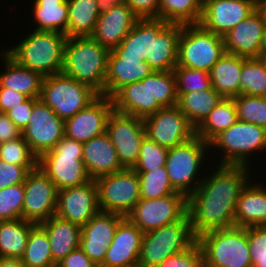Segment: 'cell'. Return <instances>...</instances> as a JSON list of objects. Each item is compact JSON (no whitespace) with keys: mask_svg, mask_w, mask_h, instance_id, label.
<instances>
[{"mask_svg":"<svg viewBox=\"0 0 266 267\" xmlns=\"http://www.w3.org/2000/svg\"><path fill=\"white\" fill-rule=\"evenodd\" d=\"M208 166L214 171H206L197 190L187 197V214L196 238L208 231L235 226L240 192L257 172L243 165Z\"/></svg>","mask_w":266,"mask_h":267,"instance_id":"1","label":"cell"},{"mask_svg":"<svg viewBox=\"0 0 266 267\" xmlns=\"http://www.w3.org/2000/svg\"><path fill=\"white\" fill-rule=\"evenodd\" d=\"M65 136V121L41 99L33 98V111L28 125L22 131L23 139L39 158L52 150Z\"/></svg>","mask_w":266,"mask_h":267,"instance_id":"14","label":"cell"},{"mask_svg":"<svg viewBox=\"0 0 266 267\" xmlns=\"http://www.w3.org/2000/svg\"><path fill=\"white\" fill-rule=\"evenodd\" d=\"M203 252V267H252L247 228L208 231L197 237Z\"/></svg>","mask_w":266,"mask_h":267,"instance_id":"7","label":"cell"},{"mask_svg":"<svg viewBox=\"0 0 266 267\" xmlns=\"http://www.w3.org/2000/svg\"><path fill=\"white\" fill-rule=\"evenodd\" d=\"M156 267H203V252L196 241L191 247L171 255Z\"/></svg>","mask_w":266,"mask_h":267,"instance_id":"48","label":"cell"},{"mask_svg":"<svg viewBox=\"0 0 266 267\" xmlns=\"http://www.w3.org/2000/svg\"><path fill=\"white\" fill-rule=\"evenodd\" d=\"M265 19L255 10L238 23L224 38L225 52L243 58H260Z\"/></svg>","mask_w":266,"mask_h":267,"instance_id":"22","label":"cell"},{"mask_svg":"<svg viewBox=\"0 0 266 267\" xmlns=\"http://www.w3.org/2000/svg\"><path fill=\"white\" fill-rule=\"evenodd\" d=\"M136 173L140 181L141 199L161 198L177 192L170 183L165 166Z\"/></svg>","mask_w":266,"mask_h":267,"instance_id":"41","label":"cell"},{"mask_svg":"<svg viewBox=\"0 0 266 267\" xmlns=\"http://www.w3.org/2000/svg\"><path fill=\"white\" fill-rule=\"evenodd\" d=\"M139 18L124 3L99 15L90 37L109 50L119 46Z\"/></svg>","mask_w":266,"mask_h":267,"instance_id":"24","label":"cell"},{"mask_svg":"<svg viewBox=\"0 0 266 267\" xmlns=\"http://www.w3.org/2000/svg\"><path fill=\"white\" fill-rule=\"evenodd\" d=\"M255 10L256 0H209L203 3L199 24L223 37Z\"/></svg>","mask_w":266,"mask_h":267,"instance_id":"20","label":"cell"},{"mask_svg":"<svg viewBox=\"0 0 266 267\" xmlns=\"http://www.w3.org/2000/svg\"><path fill=\"white\" fill-rule=\"evenodd\" d=\"M146 136L165 148H173L195 136V128L177 105L164 107L143 119Z\"/></svg>","mask_w":266,"mask_h":267,"instance_id":"17","label":"cell"},{"mask_svg":"<svg viewBox=\"0 0 266 267\" xmlns=\"http://www.w3.org/2000/svg\"><path fill=\"white\" fill-rule=\"evenodd\" d=\"M99 211L98 188L95 180L57 192L55 215L59 218L82 227Z\"/></svg>","mask_w":266,"mask_h":267,"instance_id":"18","label":"cell"},{"mask_svg":"<svg viewBox=\"0 0 266 267\" xmlns=\"http://www.w3.org/2000/svg\"><path fill=\"white\" fill-rule=\"evenodd\" d=\"M23 183L0 189V221L22 219Z\"/></svg>","mask_w":266,"mask_h":267,"instance_id":"45","label":"cell"},{"mask_svg":"<svg viewBox=\"0 0 266 267\" xmlns=\"http://www.w3.org/2000/svg\"><path fill=\"white\" fill-rule=\"evenodd\" d=\"M109 52L108 48L90 36L69 37L65 45L62 73L105 96Z\"/></svg>","mask_w":266,"mask_h":267,"instance_id":"4","label":"cell"},{"mask_svg":"<svg viewBox=\"0 0 266 267\" xmlns=\"http://www.w3.org/2000/svg\"><path fill=\"white\" fill-rule=\"evenodd\" d=\"M83 143L64 136L50 151L38 158V167L57 190L81 186L91 179L83 163Z\"/></svg>","mask_w":266,"mask_h":267,"instance_id":"8","label":"cell"},{"mask_svg":"<svg viewBox=\"0 0 266 267\" xmlns=\"http://www.w3.org/2000/svg\"><path fill=\"white\" fill-rule=\"evenodd\" d=\"M252 267H266V226L247 227Z\"/></svg>","mask_w":266,"mask_h":267,"instance_id":"47","label":"cell"},{"mask_svg":"<svg viewBox=\"0 0 266 267\" xmlns=\"http://www.w3.org/2000/svg\"><path fill=\"white\" fill-rule=\"evenodd\" d=\"M187 214V197L176 192L161 198L140 199L126 216L143 233L181 220Z\"/></svg>","mask_w":266,"mask_h":267,"instance_id":"13","label":"cell"},{"mask_svg":"<svg viewBox=\"0 0 266 267\" xmlns=\"http://www.w3.org/2000/svg\"><path fill=\"white\" fill-rule=\"evenodd\" d=\"M124 3L125 0H96L97 9L100 14L109 11L115 6L123 5Z\"/></svg>","mask_w":266,"mask_h":267,"instance_id":"55","label":"cell"},{"mask_svg":"<svg viewBox=\"0 0 266 267\" xmlns=\"http://www.w3.org/2000/svg\"><path fill=\"white\" fill-rule=\"evenodd\" d=\"M15 46L3 51L18 65L37 71L44 77L62 72L65 45L64 33L31 30Z\"/></svg>","mask_w":266,"mask_h":267,"instance_id":"3","label":"cell"},{"mask_svg":"<svg viewBox=\"0 0 266 267\" xmlns=\"http://www.w3.org/2000/svg\"><path fill=\"white\" fill-rule=\"evenodd\" d=\"M196 241L188 214L179 221L144 232L138 267H156L171 255L188 249Z\"/></svg>","mask_w":266,"mask_h":267,"instance_id":"9","label":"cell"},{"mask_svg":"<svg viewBox=\"0 0 266 267\" xmlns=\"http://www.w3.org/2000/svg\"><path fill=\"white\" fill-rule=\"evenodd\" d=\"M33 111V98H28L21 105L10 109L6 114L8 118L18 127L22 132L28 125L31 113Z\"/></svg>","mask_w":266,"mask_h":267,"instance_id":"51","label":"cell"},{"mask_svg":"<svg viewBox=\"0 0 266 267\" xmlns=\"http://www.w3.org/2000/svg\"><path fill=\"white\" fill-rule=\"evenodd\" d=\"M256 10L266 21V0H256Z\"/></svg>","mask_w":266,"mask_h":267,"instance_id":"57","label":"cell"},{"mask_svg":"<svg viewBox=\"0 0 266 267\" xmlns=\"http://www.w3.org/2000/svg\"><path fill=\"white\" fill-rule=\"evenodd\" d=\"M28 97L12 89L0 88V112H8L10 109L21 105Z\"/></svg>","mask_w":266,"mask_h":267,"instance_id":"53","label":"cell"},{"mask_svg":"<svg viewBox=\"0 0 266 267\" xmlns=\"http://www.w3.org/2000/svg\"><path fill=\"white\" fill-rule=\"evenodd\" d=\"M124 218L117 213L99 211L81 227L79 247L98 266L104 262L107 248L113 241L118 224Z\"/></svg>","mask_w":266,"mask_h":267,"instance_id":"21","label":"cell"},{"mask_svg":"<svg viewBox=\"0 0 266 267\" xmlns=\"http://www.w3.org/2000/svg\"><path fill=\"white\" fill-rule=\"evenodd\" d=\"M182 25L153 19V71H172L177 66Z\"/></svg>","mask_w":266,"mask_h":267,"instance_id":"25","label":"cell"},{"mask_svg":"<svg viewBox=\"0 0 266 267\" xmlns=\"http://www.w3.org/2000/svg\"><path fill=\"white\" fill-rule=\"evenodd\" d=\"M143 232L127 217L119 224L104 262L99 267L138 266Z\"/></svg>","mask_w":266,"mask_h":267,"instance_id":"23","label":"cell"},{"mask_svg":"<svg viewBox=\"0 0 266 267\" xmlns=\"http://www.w3.org/2000/svg\"><path fill=\"white\" fill-rule=\"evenodd\" d=\"M67 37L90 36L100 15L96 0H67Z\"/></svg>","mask_w":266,"mask_h":267,"instance_id":"37","label":"cell"},{"mask_svg":"<svg viewBox=\"0 0 266 267\" xmlns=\"http://www.w3.org/2000/svg\"><path fill=\"white\" fill-rule=\"evenodd\" d=\"M168 148L160 146L147 136L141 142L140 154L136 165L132 168L135 171H152L165 166Z\"/></svg>","mask_w":266,"mask_h":267,"instance_id":"46","label":"cell"},{"mask_svg":"<svg viewBox=\"0 0 266 267\" xmlns=\"http://www.w3.org/2000/svg\"><path fill=\"white\" fill-rule=\"evenodd\" d=\"M0 159L7 163L25 166L29 171L38 167V157L22 136L0 144Z\"/></svg>","mask_w":266,"mask_h":267,"instance_id":"43","label":"cell"},{"mask_svg":"<svg viewBox=\"0 0 266 267\" xmlns=\"http://www.w3.org/2000/svg\"><path fill=\"white\" fill-rule=\"evenodd\" d=\"M114 110L144 119L178 103L175 74L153 71L139 82L122 87L113 97Z\"/></svg>","mask_w":266,"mask_h":267,"instance_id":"2","label":"cell"},{"mask_svg":"<svg viewBox=\"0 0 266 267\" xmlns=\"http://www.w3.org/2000/svg\"><path fill=\"white\" fill-rule=\"evenodd\" d=\"M247 58L224 53L210 70L213 89L223 98L240 95V75Z\"/></svg>","mask_w":266,"mask_h":267,"instance_id":"31","label":"cell"},{"mask_svg":"<svg viewBox=\"0 0 266 267\" xmlns=\"http://www.w3.org/2000/svg\"><path fill=\"white\" fill-rule=\"evenodd\" d=\"M266 54V25L263 30L262 42H261V55Z\"/></svg>","mask_w":266,"mask_h":267,"instance_id":"58","label":"cell"},{"mask_svg":"<svg viewBox=\"0 0 266 267\" xmlns=\"http://www.w3.org/2000/svg\"><path fill=\"white\" fill-rule=\"evenodd\" d=\"M4 69L0 72V88L12 89L28 98H40L44 76L18 65L4 51L0 55Z\"/></svg>","mask_w":266,"mask_h":267,"instance_id":"29","label":"cell"},{"mask_svg":"<svg viewBox=\"0 0 266 267\" xmlns=\"http://www.w3.org/2000/svg\"><path fill=\"white\" fill-rule=\"evenodd\" d=\"M82 160L91 180L125 169L107 133L83 143Z\"/></svg>","mask_w":266,"mask_h":267,"instance_id":"26","label":"cell"},{"mask_svg":"<svg viewBox=\"0 0 266 267\" xmlns=\"http://www.w3.org/2000/svg\"><path fill=\"white\" fill-rule=\"evenodd\" d=\"M202 1V3H205V2H207V1H209V0H201Z\"/></svg>","mask_w":266,"mask_h":267,"instance_id":"60","label":"cell"},{"mask_svg":"<svg viewBox=\"0 0 266 267\" xmlns=\"http://www.w3.org/2000/svg\"><path fill=\"white\" fill-rule=\"evenodd\" d=\"M58 267H99L79 247L57 263Z\"/></svg>","mask_w":266,"mask_h":267,"instance_id":"52","label":"cell"},{"mask_svg":"<svg viewBox=\"0 0 266 267\" xmlns=\"http://www.w3.org/2000/svg\"><path fill=\"white\" fill-rule=\"evenodd\" d=\"M21 136L22 132L8 118V115L4 112H0V144L17 139Z\"/></svg>","mask_w":266,"mask_h":267,"instance_id":"54","label":"cell"},{"mask_svg":"<svg viewBox=\"0 0 266 267\" xmlns=\"http://www.w3.org/2000/svg\"><path fill=\"white\" fill-rule=\"evenodd\" d=\"M225 53L224 38L200 24L182 25L177 65L210 72Z\"/></svg>","mask_w":266,"mask_h":267,"instance_id":"11","label":"cell"},{"mask_svg":"<svg viewBox=\"0 0 266 267\" xmlns=\"http://www.w3.org/2000/svg\"><path fill=\"white\" fill-rule=\"evenodd\" d=\"M237 121L238 116L233 98H223L195 129V135L210 143L216 136L230 128Z\"/></svg>","mask_w":266,"mask_h":267,"instance_id":"36","label":"cell"},{"mask_svg":"<svg viewBox=\"0 0 266 267\" xmlns=\"http://www.w3.org/2000/svg\"><path fill=\"white\" fill-rule=\"evenodd\" d=\"M29 172L25 166L7 163L0 159V189L24 183Z\"/></svg>","mask_w":266,"mask_h":267,"instance_id":"49","label":"cell"},{"mask_svg":"<svg viewBox=\"0 0 266 267\" xmlns=\"http://www.w3.org/2000/svg\"><path fill=\"white\" fill-rule=\"evenodd\" d=\"M31 4H33L32 21H35L36 26L32 30L59 32L67 36V0H34Z\"/></svg>","mask_w":266,"mask_h":267,"instance_id":"33","label":"cell"},{"mask_svg":"<svg viewBox=\"0 0 266 267\" xmlns=\"http://www.w3.org/2000/svg\"><path fill=\"white\" fill-rule=\"evenodd\" d=\"M114 110L110 97L99 95L86 108L65 120V136L85 143L106 133L107 121Z\"/></svg>","mask_w":266,"mask_h":267,"instance_id":"19","label":"cell"},{"mask_svg":"<svg viewBox=\"0 0 266 267\" xmlns=\"http://www.w3.org/2000/svg\"><path fill=\"white\" fill-rule=\"evenodd\" d=\"M98 188L99 210L126 217L141 199L140 181L133 169L101 176L95 180Z\"/></svg>","mask_w":266,"mask_h":267,"instance_id":"12","label":"cell"},{"mask_svg":"<svg viewBox=\"0 0 266 267\" xmlns=\"http://www.w3.org/2000/svg\"><path fill=\"white\" fill-rule=\"evenodd\" d=\"M152 72L153 69L143 58L118 57L110 50L105 80V96L112 98L125 85L139 82Z\"/></svg>","mask_w":266,"mask_h":267,"instance_id":"27","label":"cell"},{"mask_svg":"<svg viewBox=\"0 0 266 267\" xmlns=\"http://www.w3.org/2000/svg\"><path fill=\"white\" fill-rule=\"evenodd\" d=\"M209 155V143L203 141L197 135L184 143L169 148L165 167L172 187L186 197L194 193L206 174L204 168L207 167L205 165L207 164L206 160L213 164L210 162Z\"/></svg>","mask_w":266,"mask_h":267,"instance_id":"5","label":"cell"},{"mask_svg":"<svg viewBox=\"0 0 266 267\" xmlns=\"http://www.w3.org/2000/svg\"><path fill=\"white\" fill-rule=\"evenodd\" d=\"M260 58L262 59V61H263V62L265 63V65H266V54L261 55Z\"/></svg>","mask_w":266,"mask_h":267,"instance_id":"59","label":"cell"},{"mask_svg":"<svg viewBox=\"0 0 266 267\" xmlns=\"http://www.w3.org/2000/svg\"><path fill=\"white\" fill-rule=\"evenodd\" d=\"M173 72L176 78L177 93L213 89L210 73L177 65Z\"/></svg>","mask_w":266,"mask_h":267,"instance_id":"44","label":"cell"},{"mask_svg":"<svg viewBox=\"0 0 266 267\" xmlns=\"http://www.w3.org/2000/svg\"><path fill=\"white\" fill-rule=\"evenodd\" d=\"M233 100L238 120L266 129V97L240 94Z\"/></svg>","mask_w":266,"mask_h":267,"instance_id":"42","label":"cell"},{"mask_svg":"<svg viewBox=\"0 0 266 267\" xmlns=\"http://www.w3.org/2000/svg\"><path fill=\"white\" fill-rule=\"evenodd\" d=\"M153 19H139L121 44L112 51L118 57L143 58L152 68Z\"/></svg>","mask_w":266,"mask_h":267,"instance_id":"32","label":"cell"},{"mask_svg":"<svg viewBox=\"0 0 266 267\" xmlns=\"http://www.w3.org/2000/svg\"><path fill=\"white\" fill-rule=\"evenodd\" d=\"M106 133L116 149L120 164L132 169L139 158L140 145L146 136L143 119L113 110Z\"/></svg>","mask_w":266,"mask_h":267,"instance_id":"15","label":"cell"},{"mask_svg":"<svg viewBox=\"0 0 266 267\" xmlns=\"http://www.w3.org/2000/svg\"><path fill=\"white\" fill-rule=\"evenodd\" d=\"M23 186L22 219L40 224L55 215L58 190L39 167L27 174Z\"/></svg>","mask_w":266,"mask_h":267,"instance_id":"16","label":"cell"},{"mask_svg":"<svg viewBox=\"0 0 266 267\" xmlns=\"http://www.w3.org/2000/svg\"><path fill=\"white\" fill-rule=\"evenodd\" d=\"M240 94L266 97V65L261 58H249L243 62Z\"/></svg>","mask_w":266,"mask_h":267,"instance_id":"40","label":"cell"},{"mask_svg":"<svg viewBox=\"0 0 266 267\" xmlns=\"http://www.w3.org/2000/svg\"><path fill=\"white\" fill-rule=\"evenodd\" d=\"M209 147L210 154H212L210 156L211 159L217 154V158L212 160L214 163L216 162V165H243L252 167L250 165L252 164V161L250 163V159L255 158L262 150L266 153V129L256 124L238 120L230 128L216 136L209 143ZM211 149L214 150L212 151ZM218 150L221 152L220 154ZM218 154L222 156L220 157ZM217 159L220 161H216Z\"/></svg>","mask_w":266,"mask_h":267,"instance_id":"6","label":"cell"},{"mask_svg":"<svg viewBox=\"0 0 266 267\" xmlns=\"http://www.w3.org/2000/svg\"><path fill=\"white\" fill-rule=\"evenodd\" d=\"M0 267H26L20 259L0 258Z\"/></svg>","mask_w":266,"mask_h":267,"instance_id":"56","label":"cell"},{"mask_svg":"<svg viewBox=\"0 0 266 267\" xmlns=\"http://www.w3.org/2000/svg\"><path fill=\"white\" fill-rule=\"evenodd\" d=\"M21 260L26 267H52L57 265L53 261L47 233L40 224H35L31 228L25 254Z\"/></svg>","mask_w":266,"mask_h":267,"instance_id":"39","label":"cell"},{"mask_svg":"<svg viewBox=\"0 0 266 267\" xmlns=\"http://www.w3.org/2000/svg\"><path fill=\"white\" fill-rule=\"evenodd\" d=\"M98 96L87 84L61 72L44 77L39 99L65 121L86 108Z\"/></svg>","mask_w":266,"mask_h":267,"instance_id":"10","label":"cell"},{"mask_svg":"<svg viewBox=\"0 0 266 267\" xmlns=\"http://www.w3.org/2000/svg\"><path fill=\"white\" fill-rule=\"evenodd\" d=\"M201 0H160L159 19L178 24H199L202 17Z\"/></svg>","mask_w":266,"mask_h":267,"instance_id":"38","label":"cell"},{"mask_svg":"<svg viewBox=\"0 0 266 267\" xmlns=\"http://www.w3.org/2000/svg\"><path fill=\"white\" fill-rule=\"evenodd\" d=\"M177 95V106L195 129L223 99L214 89L177 93Z\"/></svg>","mask_w":266,"mask_h":267,"instance_id":"35","label":"cell"},{"mask_svg":"<svg viewBox=\"0 0 266 267\" xmlns=\"http://www.w3.org/2000/svg\"><path fill=\"white\" fill-rule=\"evenodd\" d=\"M45 229L50 242L53 261L57 264L70 252L79 248L81 227L77 224L53 215L40 223Z\"/></svg>","mask_w":266,"mask_h":267,"instance_id":"30","label":"cell"},{"mask_svg":"<svg viewBox=\"0 0 266 267\" xmlns=\"http://www.w3.org/2000/svg\"><path fill=\"white\" fill-rule=\"evenodd\" d=\"M253 179L242 188L236 203V227L266 226V183Z\"/></svg>","mask_w":266,"mask_h":267,"instance_id":"28","label":"cell"},{"mask_svg":"<svg viewBox=\"0 0 266 267\" xmlns=\"http://www.w3.org/2000/svg\"><path fill=\"white\" fill-rule=\"evenodd\" d=\"M34 225L24 219L0 221V258L21 260Z\"/></svg>","mask_w":266,"mask_h":267,"instance_id":"34","label":"cell"},{"mask_svg":"<svg viewBox=\"0 0 266 267\" xmlns=\"http://www.w3.org/2000/svg\"><path fill=\"white\" fill-rule=\"evenodd\" d=\"M139 19H159L160 0H125Z\"/></svg>","mask_w":266,"mask_h":267,"instance_id":"50","label":"cell"}]
</instances>
